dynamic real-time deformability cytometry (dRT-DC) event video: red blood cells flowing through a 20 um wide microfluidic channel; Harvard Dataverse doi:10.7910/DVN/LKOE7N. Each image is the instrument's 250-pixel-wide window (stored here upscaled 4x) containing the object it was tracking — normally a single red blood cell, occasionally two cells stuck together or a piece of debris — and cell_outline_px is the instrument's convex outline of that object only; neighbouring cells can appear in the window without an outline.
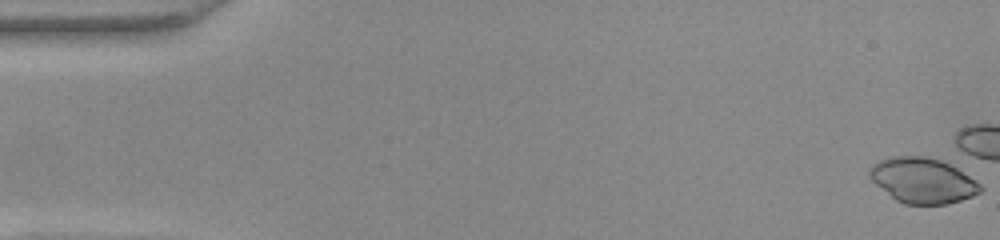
{"species": "common noctule bat (a hibernating species)", "species_latin": "Nyctalus noctula", "temperature_condition": "warm", "stored_images_in_passage": 21, "camera_frame_rate_fps": 3000, "um_per_image_px": 0.085, "animal": {"sex": "female", "body_mass_g": 22.0, "forearm_length_mm": 56.7}, "frame": {"image": 1, "passage_image": 1, "time_ms": 0.0, "image_size_px": [1000, 240], "cell_outline_px": [[984, 188], [980, 192], [972, 196], [960, 200], [944, 204], [904, 204], [896, 200], [876, 184], [872, 180], [868, 172], [868, 168], [872, 164], [880, 160], [892, 156], [924, 156], [940, 160], [956, 168], [976, 180]], "centroid_in_image_um": [78.41, 15.33], "position_along_channel_um": 6.6, "area_um2": 29.02}}